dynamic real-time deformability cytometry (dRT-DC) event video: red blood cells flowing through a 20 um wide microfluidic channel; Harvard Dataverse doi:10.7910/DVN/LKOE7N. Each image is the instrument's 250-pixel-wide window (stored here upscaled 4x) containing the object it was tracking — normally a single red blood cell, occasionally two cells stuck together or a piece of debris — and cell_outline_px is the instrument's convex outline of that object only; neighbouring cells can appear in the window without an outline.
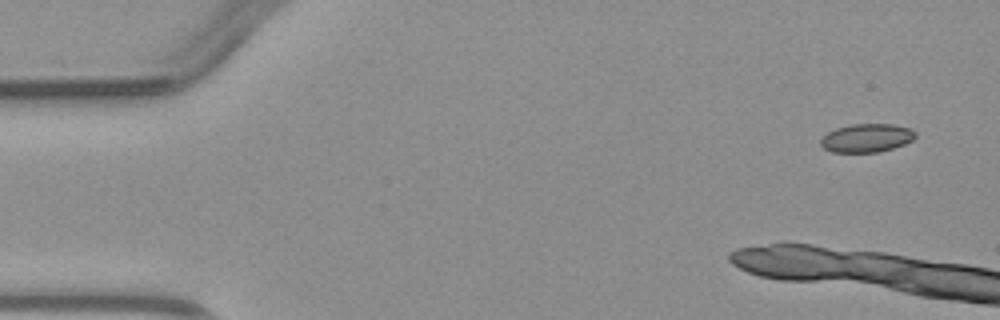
{"species": "common noctule bat (a hibernating species)", "species_latin": "Nyctalus noctula", "temperature_condition": "warm", "stored_images_in_passage": 6, "camera_frame_rate_fps": 3000, "um_per_image_px": 0.085, "animal": {"sex": "male", "body_mass_g": 23.1, "forearm_length_mm": 52.7}, "frame": {"image": 1, "passage_image": 1, "time_ms": 0.0, "image_size_px": [1000, 320], "cell_outline_px": [[916, 136], [912, 140], [904, 144], [892, 148], [876, 152], [832, 152], [824, 148], [820, 144], [820, 140], [828, 132], [836, 128], [852, 124], [892, 124], [912, 128], [916, 132]], "centroid_in_image_um": [73.68, 11.72], "position_along_channel_um": 11.3, "area_um2": 15.66}}
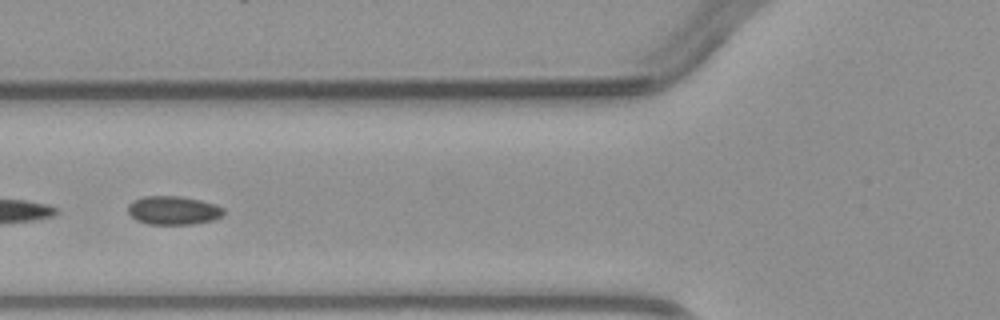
{"frame": {"image": 2, "passage_image": 6, "time_ms": 6.667, "image_size_px": [1000, 320], "cell_outline_px": [[224, 212], [220, 216], [212, 220], [192, 224], [148, 224], [136, 220], [128, 212], [128, 204], [132, 200], [144, 196], [180, 196], [200, 200], [216, 204], [224, 208]], "centroid_in_image_um": [14.71, 17.87], "position_along_channel_um": 111.1, "area_um2": 15.95}}